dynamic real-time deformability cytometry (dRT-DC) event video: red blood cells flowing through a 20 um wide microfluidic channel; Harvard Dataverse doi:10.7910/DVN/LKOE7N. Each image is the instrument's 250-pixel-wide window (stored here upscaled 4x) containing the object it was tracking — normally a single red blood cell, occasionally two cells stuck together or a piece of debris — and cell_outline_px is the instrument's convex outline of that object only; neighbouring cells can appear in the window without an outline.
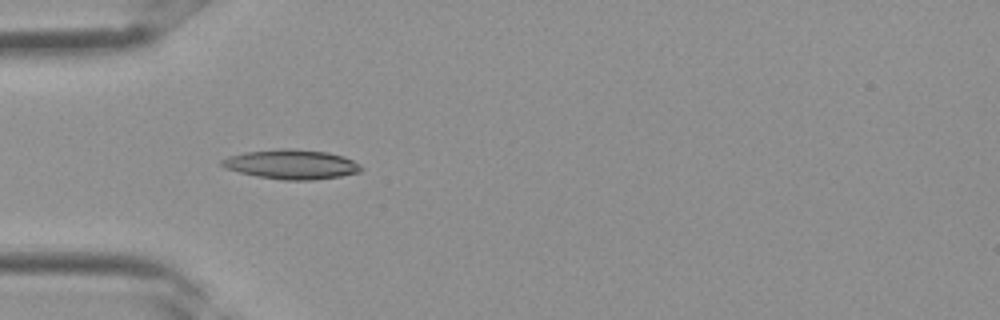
{"species": "Egyptian fruit bat (a non-hibernating species)", "species_latin": "Rousettus aegyptiacus", "temperature_condition": "room temperature", "stored_images_in_passage": 27, "camera_frame_rate_fps": 3000, "um_per_image_px": 0.085, "frame": {"image": 1, "passage_image": 4, "time_ms": 1.0, "image_size_px": [1000, 320], "cell_outline_px": [[364, 168], [360, 172], [340, 176], [312, 180], [284, 180], [256, 176], [224, 168], [220, 164], [220, 160], [228, 156], [244, 152], [284, 148], [288, 148], [328, 152], [344, 156], [360, 164]], "centroid_in_image_um": [24.77, 13.96], "position_along_channel_um": 60.2, "area_um2": 24.04}}
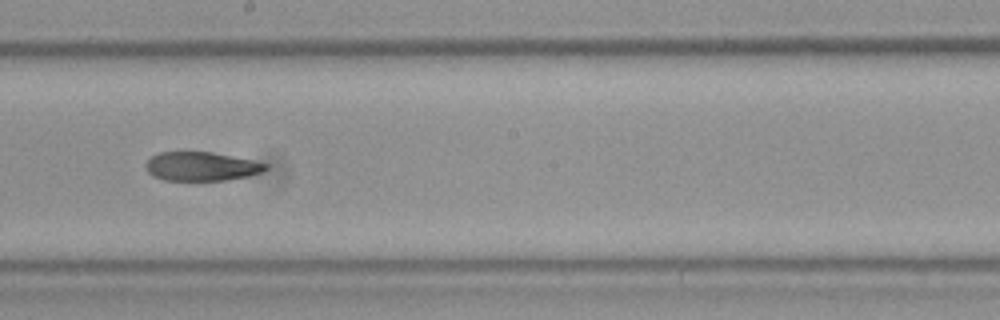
{"frame": {"image": 2, "passage_image": 13, "time_ms": 4.0, "image_size_px": [1000, 320], "cell_outline_px": [[268, 168], [260, 172], [248, 176], [228, 180], [164, 180], [152, 176], [144, 168], [144, 164], [152, 156], [160, 152], [212, 152], [252, 160], [268, 164]], "centroid_in_image_um": [17.08, 14.14], "position_along_channel_um": 231.1, "area_um2": 20.17}}
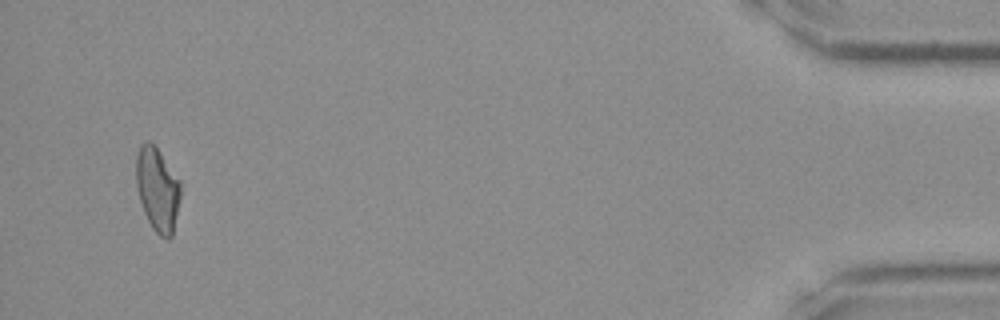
{"frame": {"image": 3, "passage_image": 27, "time_ms": 8.667, "image_size_px": [1000, 320], "cell_outline_px": [[180, 196], [172, 236], [168, 240], [160, 236], [152, 228], [144, 212], [140, 200], [136, 184], [136, 156], [140, 144], [148, 140], [160, 152], [180, 180]], "centroid_in_image_um": [13.38, 16.09], "position_along_channel_um": 421.8, "area_um2": 21.56}}